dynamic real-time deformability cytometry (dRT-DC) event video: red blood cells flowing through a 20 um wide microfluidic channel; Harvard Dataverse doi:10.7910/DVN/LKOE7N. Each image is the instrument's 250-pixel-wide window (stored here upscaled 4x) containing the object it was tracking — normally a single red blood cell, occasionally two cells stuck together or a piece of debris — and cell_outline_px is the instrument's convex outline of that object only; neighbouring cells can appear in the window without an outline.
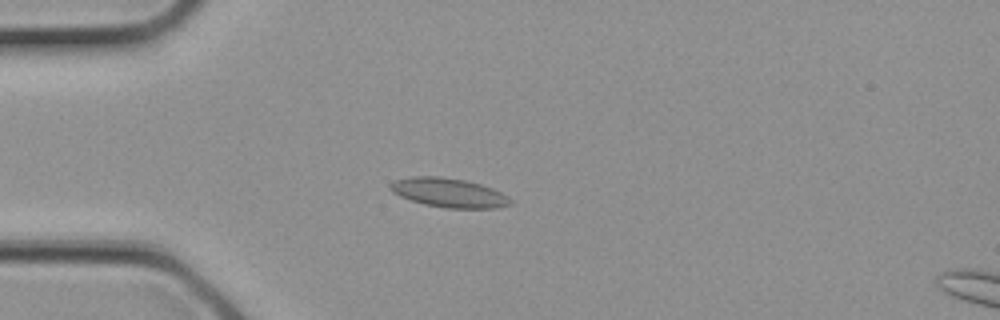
{"species": "common noctule bat (a hibernating species)", "species_latin": "Nyctalus noctula", "temperature_condition": "cold", "stored_images_in_passage": 9, "camera_frame_rate_fps": 3000, "um_per_image_px": 0.085, "animal": {"sex": "female", "body_mass_g": 21.9}, "frame": {"image": 1, "passage_image": 7, "time_ms": 2.0, "image_size_px": [1000, 320], "cell_outline_px": [[512, 204], [496, 208], [444, 208], [424, 204], [400, 196], [392, 192], [388, 188], [388, 184], [396, 180], [412, 176], [440, 176], [464, 180], [480, 184], [492, 188], [508, 196], [512, 200]], "centroid_in_image_um": [38.14, 16.38], "position_along_channel_um": 46.9, "area_um2": 20.46}}